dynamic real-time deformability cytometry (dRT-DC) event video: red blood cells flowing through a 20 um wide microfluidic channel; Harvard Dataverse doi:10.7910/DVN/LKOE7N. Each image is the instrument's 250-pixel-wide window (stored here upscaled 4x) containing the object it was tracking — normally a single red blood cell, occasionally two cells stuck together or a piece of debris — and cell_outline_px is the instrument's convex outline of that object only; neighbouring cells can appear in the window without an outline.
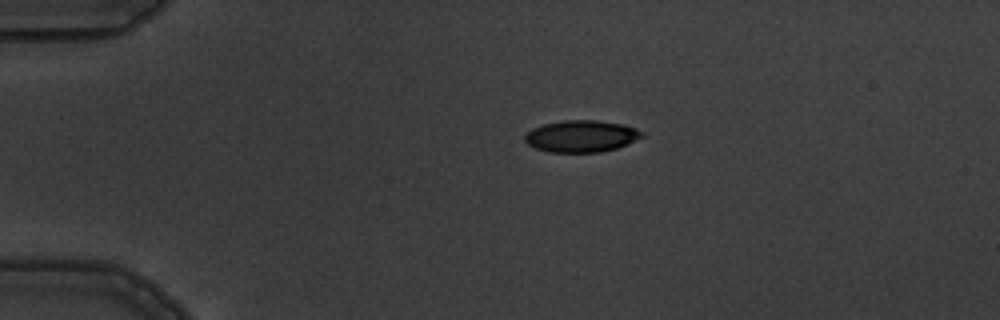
{"species": "common noctule bat (a hibernating species)", "species_latin": "Nyctalus noctula", "temperature_condition": "warm", "stored_images_in_passage": 3, "camera_frame_rate_fps": 3000, "um_per_image_px": 0.085, "animal": {"sex": "male", "body_mass_g": 19.5, "forearm_length_mm": 54.6}, "frame": {"image": 1, "passage_image": 1, "time_ms": 0.0, "image_size_px": [1000, 320], "cell_outline_px": [[644, 136], [628, 144], [616, 148], [600, 152], [548, 152], [536, 148], [528, 144], [524, 140], [524, 136], [532, 128], [544, 124], [564, 120], [596, 120], [624, 124], [636, 128], [644, 132]], "centroid_in_image_um": [49.43, 11.57], "position_along_channel_um": 35.6, "area_um2": 21.79}}
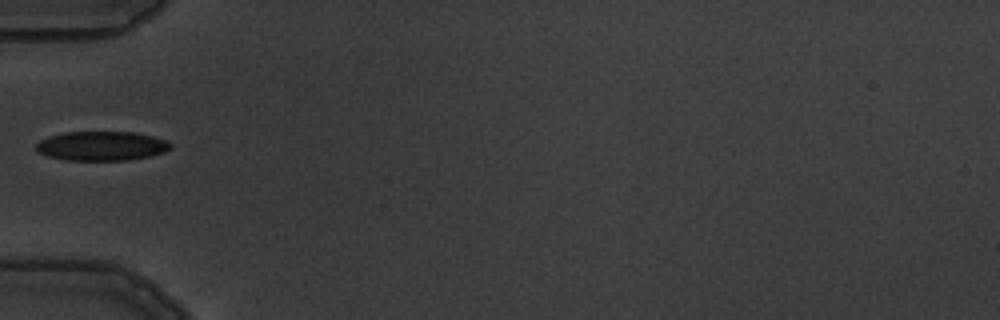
{"frame": {"image": 2, "passage_image": 3, "time_ms": 2.333, "image_size_px": [1000, 320], "cell_outline_px": [[172, 148], [164, 152], [148, 156], [128, 160], [64, 160], [48, 156], [36, 152], [36, 144], [40, 140], [48, 136], [64, 132], [132, 132], [152, 136], [164, 140], [172, 144]], "centroid_in_image_um": [8.6, 12.41], "position_along_channel_um": 76.4, "area_um2": 22.95}}